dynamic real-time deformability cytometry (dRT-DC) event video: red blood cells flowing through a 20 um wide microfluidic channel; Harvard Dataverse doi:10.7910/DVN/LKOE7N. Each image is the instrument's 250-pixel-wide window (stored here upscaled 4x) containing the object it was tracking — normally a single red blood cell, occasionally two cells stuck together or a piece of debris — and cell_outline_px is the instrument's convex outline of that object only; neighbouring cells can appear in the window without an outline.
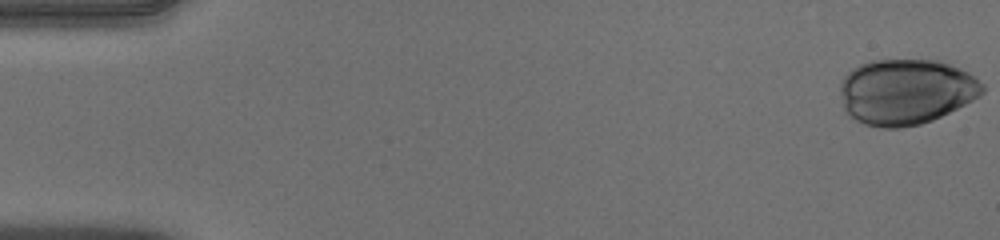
{"species": "human", "species_latin": "Homo sapiens", "temperature_condition": "warm", "stored_images_in_passage": 43, "camera_frame_rate_fps": 3000, "um_per_image_px": 0.085, "donor": {"sex": "male"}, "frame": {"image": 1, "passage_image": 1, "time_ms": 0.0, "image_size_px": [1000, 240], "cell_outline_px": [[984, 92], [980, 96], [932, 120], [920, 124], [900, 128], [880, 128], [864, 124], [848, 116], [844, 112], [840, 92], [840, 84], [844, 76], [852, 68], [860, 64], [872, 60], [936, 60], [960, 68], [976, 76], [984, 84]], "centroid_in_image_um": [76.98, 7.8], "position_along_channel_um": 8.0, "area_um2": 54.68}}
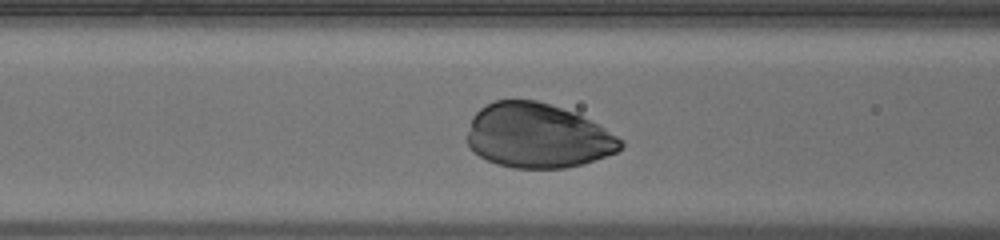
{"frame": {"image": 2, "passage_image": 22, "time_ms": 7.0, "image_size_px": [1000, 240], "cell_outline_px": [[624, 144], [616, 152], [584, 164], [564, 168], [512, 168], [496, 164], [472, 152], [464, 140], [464, 136], [472, 116], [480, 108], [496, 100], [536, 100], [572, 112], [604, 128], [624, 140]], "centroid_in_image_um": [45.63, 11.56], "position_along_channel_um": 121.0, "area_um2": 57.86}}
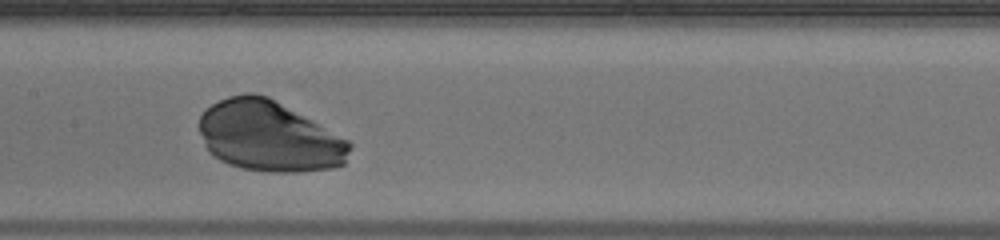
{"frame": {"image": 3, "passage_image": 27, "time_ms": 8.667, "image_size_px": [1000, 240], "cell_outline_px": [[352, 144], [344, 164], [332, 168], [296, 172], [268, 172], [240, 168], [228, 164], [220, 160], [208, 152], [204, 144], [200, 132], [200, 116], [212, 104], [228, 96], [244, 92], [252, 92], [268, 96], [312, 120], [348, 140]], "centroid_in_image_um": [22.86, 11.59], "position_along_channel_um": 184.5, "area_um2": 61.85}}